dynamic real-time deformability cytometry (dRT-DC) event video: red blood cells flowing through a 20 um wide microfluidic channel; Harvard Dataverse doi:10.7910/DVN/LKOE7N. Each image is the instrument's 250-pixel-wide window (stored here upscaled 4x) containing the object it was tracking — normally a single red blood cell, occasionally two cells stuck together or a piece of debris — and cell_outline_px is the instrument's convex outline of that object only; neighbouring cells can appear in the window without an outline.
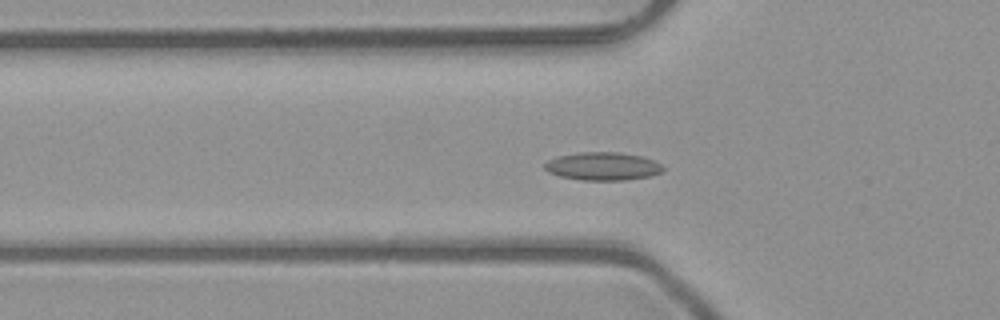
{"species": "common noctule bat (a hibernating species)", "species_latin": "Nyctalus noctula", "temperature_condition": "room temperature", "stored_images_in_passage": 35, "camera_frame_rate_fps": 3000, "um_per_image_px": 0.085, "animal": {"sex": "male", "body_mass_g": 23.1, "forearm_length_mm": 52.7}, "frame": {"image": 1, "passage_image": 12, "time_ms": 3.667, "image_size_px": [1000, 320], "cell_outline_px": [[664, 172], [652, 176], [624, 180], [580, 180], [560, 176], [548, 172], [544, 168], [544, 164], [548, 160], [556, 156], [576, 152], [620, 152], [644, 156], [660, 164], [664, 168]], "centroid_in_image_um": [51.24, 14.12], "position_along_channel_um": 74.6, "area_um2": 19.65}}
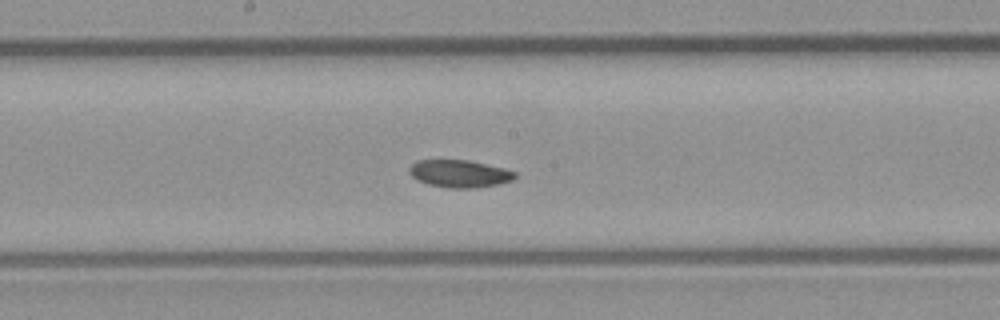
{"frame": {"image": 2, "passage_image": 22, "time_ms": 7.0, "image_size_px": [1000, 320], "cell_outline_px": [[516, 176], [512, 180], [500, 184], [476, 188], [448, 188], [428, 184], [416, 180], [408, 172], [408, 168], [416, 160], [468, 160], [504, 168], [516, 172]], "centroid_in_image_um": [39.04, 14.76], "position_along_channel_um": 209.2, "area_um2": 17.05}}
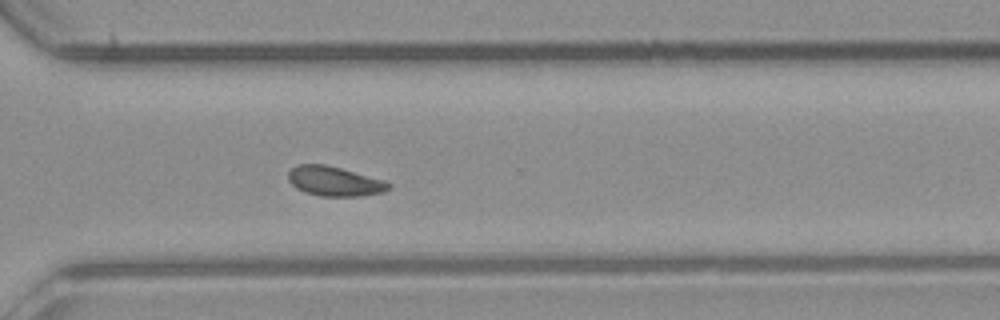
{"frame": {"image": 3, "passage_image": 32, "time_ms": 10.333, "image_size_px": [1000, 320], "cell_outline_px": [[392, 188], [384, 192], [360, 196], [320, 196], [304, 192], [296, 188], [288, 180], [288, 172], [296, 164], [324, 164], [340, 168], [384, 180], [392, 184]], "centroid_in_image_um": [28.43, 15.41], "position_along_channel_um": 342.2, "area_um2": 17.4}}